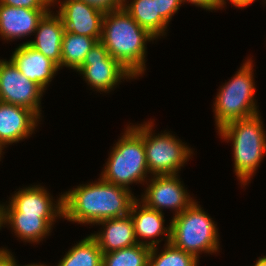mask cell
<instances>
[{"mask_svg": "<svg viewBox=\"0 0 266 266\" xmlns=\"http://www.w3.org/2000/svg\"><path fill=\"white\" fill-rule=\"evenodd\" d=\"M83 184L63 193V218L81 224L129 215L135 196L124 187L105 180Z\"/></svg>", "mask_w": 266, "mask_h": 266, "instance_id": "1", "label": "cell"}, {"mask_svg": "<svg viewBox=\"0 0 266 266\" xmlns=\"http://www.w3.org/2000/svg\"><path fill=\"white\" fill-rule=\"evenodd\" d=\"M156 39L122 7L105 12L100 41L109 55L135 77L144 73L146 42Z\"/></svg>", "mask_w": 266, "mask_h": 266, "instance_id": "2", "label": "cell"}, {"mask_svg": "<svg viewBox=\"0 0 266 266\" xmlns=\"http://www.w3.org/2000/svg\"><path fill=\"white\" fill-rule=\"evenodd\" d=\"M260 114L231 121L218 132L233 143L234 171L242 185L251 179L266 154V134Z\"/></svg>", "mask_w": 266, "mask_h": 266, "instance_id": "3", "label": "cell"}, {"mask_svg": "<svg viewBox=\"0 0 266 266\" xmlns=\"http://www.w3.org/2000/svg\"><path fill=\"white\" fill-rule=\"evenodd\" d=\"M147 174L149 170L143 142V124L128 126L120 140L114 144L100 178L130 190L129 184L144 182Z\"/></svg>", "mask_w": 266, "mask_h": 266, "instance_id": "4", "label": "cell"}, {"mask_svg": "<svg viewBox=\"0 0 266 266\" xmlns=\"http://www.w3.org/2000/svg\"><path fill=\"white\" fill-rule=\"evenodd\" d=\"M171 225V243L191 253L199 260V254L215 253L219 249L218 229L211 217L193 202L179 215L173 217Z\"/></svg>", "mask_w": 266, "mask_h": 266, "instance_id": "5", "label": "cell"}, {"mask_svg": "<svg viewBox=\"0 0 266 266\" xmlns=\"http://www.w3.org/2000/svg\"><path fill=\"white\" fill-rule=\"evenodd\" d=\"M252 69V60L248 59L232 80L220 88L213 104L217 130L231 121L258 114Z\"/></svg>", "mask_w": 266, "mask_h": 266, "instance_id": "6", "label": "cell"}, {"mask_svg": "<svg viewBox=\"0 0 266 266\" xmlns=\"http://www.w3.org/2000/svg\"><path fill=\"white\" fill-rule=\"evenodd\" d=\"M152 121L143 124V142L149 173L153 176L176 175L193 153L169 132L153 135Z\"/></svg>", "mask_w": 266, "mask_h": 266, "instance_id": "7", "label": "cell"}, {"mask_svg": "<svg viewBox=\"0 0 266 266\" xmlns=\"http://www.w3.org/2000/svg\"><path fill=\"white\" fill-rule=\"evenodd\" d=\"M76 71L82 74L92 89L99 92H109L121 79L135 78L119 61L109 55L101 41L95 43Z\"/></svg>", "mask_w": 266, "mask_h": 266, "instance_id": "8", "label": "cell"}, {"mask_svg": "<svg viewBox=\"0 0 266 266\" xmlns=\"http://www.w3.org/2000/svg\"><path fill=\"white\" fill-rule=\"evenodd\" d=\"M44 90L26 78L11 60L0 59V101L25 107L41 116V97Z\"/></svg>", "mask_w": 266, "mask_h": 266, "instance_id": "9", "label": "cell"}, {"mask_svg": "<svg viewBox=\"0 0 266 266\" xmlns=\"http://www.w3.org/2000/svg\"><path fill=\"white\" fill-rule=\"evenodd\" d=\"M178 175L153 176L140 203L146 207L163 213L162 209H173L179 215L187 209L194 200L181 184Z\"/></svg>", "mask_w": 266, "mask_h": 266, "instance_id": "10", "label": "cell"}, {"mask_svg": "<svg viewBox=\"0 0 266 266\" xmlns=\"http://www.w3.org/2000/svg\"><path fill=\"white\" fill-rule=\"evenodd\" d=\"M10 200L7 206L2 205V215H38V217L63 218V195L55 204L47 190L40 185L25 187L16 192Z\"/></svg>", "mask_w": 266, "mask_h": 266, "instance_id": "11", "label": "cell"}, {"mask_svg": "<svg viewBox=\"0 0 266 266\" xmlns=\"http://www.w3.org/2000/svg\"><path fill=\"white\" fill-rule=\"evenodd\" d=\"M57 12L63 21L65 31L96 38L100 41L102 21L105 12L84 0H64Z\"/></svg>", "mask_w": 266, "mask_h": 266, "instance_id": "12", "label": "cell"}, {"mask_svg": "<svg viewBox=\"0 0 266 266\" xmlns=\"http://www.w3.org/2000/svg\"><path fill=\"white\" fill-rule=\"evenodd\" d=\"M39 117L31 110L0 101V153L5 145L19 142L30 136Z\"/></svg>", "mask_w": 266, "mask_h": 266, "instance_id": "13", "label": "cell"}, {"mask_svg": "<svg viewBox=\"0 0 266 266\" xmlns=\"http://www.w3.org/2000/svg\"><path fill=\"white\" fill-rule=\"evenodd\" d=\"M10 60L26 78L37 83L44 91L59 69L55 62L28 43L19 45Z\"/></svg>", "mask_w": 266, "mask_h": 266, "instance_id": "14", "label": "cell"}, {"mask_svg": "<svg viewBox=\"0 0 266 266\" xmlns=\"http://www.w3.org/2000/svg\"><path fill=\"white\" fill-rule=\"evenodd\" d=\"M50 10L16 8L0 4V35L2 39H20L34 33L38 22Z\"/></svg>", "mask_w": 266, "mask_h": 266, "instance_id": "15", "label": "cell"}, {"mask_svg": "<svg viewBox=\"0 0 266 266\" xmlns=\"http://www.w3.org/2000/svg\"><path fill=\"white\" fill-rule=\"evenodd\" d=\"M138 201L139 200L136 199L132 203L129 213L134 224V232L138 243L151 248L156 247L161 240L153 239L148 242L141 241L139 237L150 240L163 234H166L165 238L167 239V243H169L171 241V225H169L168 228L164 227V214L148 208L144 204H140V201Z\"/></svg>", "mask_w": 266, "mask_h": 266, "instance_id": "16", "label": "cell"}, {"mask_svg": "<svg viewBox=\"0 0 266 266\" xmlns=\"http://www.w3.org/2000/svg\"><path fill=\"white\" fill-rule=\"evenodd\" d=\"M49 11L38 22L36 40L27 41L30 46L55 62L61 68L62 38L65 32L61 17Z\"/></svg>", "mask_w": 266, "mask_h": 266, "instance_id": "17", "label": "cell"}, {"mask_svg": "<svg viewBox=\"0 0 266 266\" xmlns=\"http://www.w3.org/2000/svg\"><path fill=\"white\" fill-rule=\"evenodd\" d=\"M105 228L91 236L98 242L102 253H109L138 244L134 232V224L130 215L120 218L106 219L98 222Z\"/></svg>", "mask_w": 266, "mask_h": 266, "instance_id": "18", "label": "cell"}, {"mask_svg": "<svg viewBox=\"0 0 266 266\" xmlns=\"http://www.w3.org/2000/svg\"><path fill=\"white\" fill-rule=\"evenodd\" d=\"M56 218L38 217V215H2V225L10 224L15 235L25 242L38 243L51 233Z\"/></svg>", "mask_w": 266, "mask_h": 266, "instance_id": "19", "label": "cell"}, {"mask_svg": "<svg viewBox=\"0 0 266 266\" xmlns=\"http://www.w3.org/2000/svg\"><path fill=\"white\" fill-rule=\"evenodd\" d=\"M123 0L122 8L152 36L158 38L166 34L168 23L157 13L156 0ZM128 4V5H127Z\"/></svg>", "mask_w": 266, "mask_h": 266, "instance_id": "20", "label": "cell"}, {"mask_svg": "<svg viewBox=\"0 0 266 266\" xmlns=\"http://www.w3.org/2000/svg\"><path fill=\"white\" fill-rule=\"evenodd\" d=\"M97 41L96 38L65 31L62 38L61 68L65 66L77 70Z\"/></svg>", "mask_w": 266, "mask_h": 266, "instance_id": "21", "label": "cell"}, {"mask_svg": "<svg viewBox=\"0 0 266 266\" xmlns=\"http://www.w3.org/2000/svg\"><path fill=\"white\" fill-rule=\"evenodd\" d=\"M102 254L98 242L89 235L73 246L57 266H102Z\"/></svg>", "mask_w": 266, "mask_h": 266, "instance_id": "22", "label": "cell"}, {"mask_svg": "<svg viewBox=\"0 0 266 266\" xmlns=\"http://www.w3.org/2000/svg\"><path fill=\"white\" fill-rule=\"evenodd\" d=\"M151 247L136 244L102 254V266H148Z\"/></svg>", "mask_w": 266, "mask_h": 266, "instance_id": "23", "label": "cell"}, {"mask_svg": "<svg viewBox=\"0 0 266 266\" xmlns=\"http://www.w3.org/2000/svg\"><path fill=\"white\" fill-rule=\"evenodd\" d=\"M157 250V246L151 248L148 266H198V259L194 255L175 247L171 242L165 243L164 251L158 256Z\"/></svg>", "mask_w": 266, "mask_h": 266, "instance_id": "24", "label": "cell"}, {"mask_svg": "<svg viewBox=\"0 0 266 266\" xmlns=\"http://www.w3.org/2000/svg\"><path fill=\"white\" fill-rule=\"evenodd\" d=\"M0 4L35 10H50L53 0H0Z\"/></svg>", "mask_w": 266, "mask_h": 266, "instance_id": "25", "label": "cell"}, {"mask_svg": "<svg viewBox=\"0 0 266 266\" xmlns=\"http://www.w3.org/2000/svg\"><path fill=\"white\" fill-rule=\"evenodd\" d=\"M182 3V0H156L157 13L169 24Z\"/></svg>", "mask_w": 266, "mask_h": 266, "instance_id": "26", "label": "cell"}, {"mask_svg": "<svg viewBox=\"0 0 266 266\" xmlns=\"http://www.w3.org/2000/svg\"><path fill=\"white\" fill-rule=\"evenodd\" d=\"M90 5H93L104 12L119 9L122 7L123 0H84Z\"/></svg>", "mask_w": 266, "mask_h": 266, "instance_id": "27", "label": "cell"}, {"mask_svg": "<svg viewBox=\"0 0 266 266\" xmlns=\"http://www.w3.org/2000/svg\"><path fill=\"white\" fill-rule=\"evenodd\" d=\"M183 2H190L195 6L206 10H216L222 7V0H182Z\"/></svg>", "mask_w": 266, "mask_h": 266, "instance_id": "28", "label": "cell"}, {"mask_svg": "<svg viewBox=\"0 0 266 266\" xmlns=\"http://www.w3.org/2000/svg\"><path fill=\"white\" fill-rule=\"evenodd\" d=\"M0 266H15V258L7 249L0 252Z\"/></svg>", "mask_w": 266, "mask_h": 266, "instance_id": "29", "label": "cell"}, {"mask_svg": "<svg viewBox=\"0 0 266 266\" xmlns=\"http://www.w3.org/2000/svg\"><path fill=\"white\" fill-rule=\"evenodd\" d=\"M226 0H222V8L224 5H226ZM233 6L237 8H246L249 6L251 3H253L255 0H229Z\"/></svg>", "mask_w": 266, "mask_h": 266, "instance_id": "30", "label": "cell"}, {"mask_svg": "<svg viewBox=\"0 0 266 266\" xmlns=\"http://www.w3.org/2000/svg\"><path fill=\"white\" fill-rule=\"evenodd\" d=\"M253 266H266V257H259V259L256 261L255 265Z\"/></svg>", "mask_w": 266, "mask_h": 266, "instance_id": "31", "label": "cell"}, {"mask_svg": "<svg viewBox=\"0 0 266 266\" xmlns=\"http://www.w3.org/2000/svg\"><path fill=\"white\" fill-rule=\"evenodd\" d=\"M15 266H19L18 264H17V261L15 260ZM24 266V265H23ZM25 266H47L46 264L44 265V264H28V265H25Z\"/></svg>", "mask_w": 266, "mask_h": 266, "instance_id": "32", "label": "cell"}, {"mask_svg": "<svg viewBox=\"0 0 266 266\" xmlns=\"http://www.w3.org/2000/svg\"><path fill=\"white\" fill-rule=\"evenodd\" d=\"M2 226V205L0 204V229Z\"/></svg>", "mask_w": 266, "mask_h": 266, "instance_id": "33", "label": "cell"}]
</instances>
